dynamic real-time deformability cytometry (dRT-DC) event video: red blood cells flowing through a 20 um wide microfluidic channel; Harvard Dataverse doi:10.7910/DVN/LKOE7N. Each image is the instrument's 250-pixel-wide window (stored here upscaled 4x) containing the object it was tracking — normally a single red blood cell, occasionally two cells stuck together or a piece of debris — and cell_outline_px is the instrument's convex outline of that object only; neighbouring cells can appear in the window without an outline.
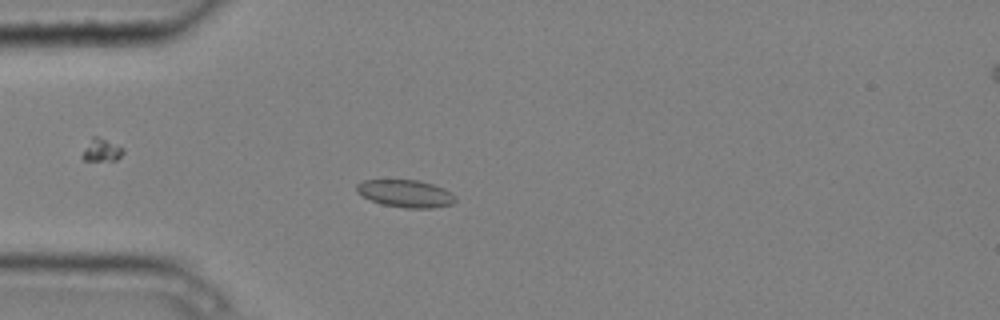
{"species": "common noctule bat (a hibernating species)", "species_latin": "Nyctalus noctula", "temperature_condition": "cold", "stored_images_in_passage": 4, "camera_frame_rate_fps": 3000, "um_per_image_px": 0.085, "animal": {"sex": "male", "body_mass_g": 20.4}, "frame": {"image": 1, "passage_image": 4, "time_ms": 1.0, "image_size_px": [1000, 320], "cell_outline_px": [[456, 200], [452, 204], [432, 208], [404, 208], [380, 204], [356, 192], [356, 184], [364, 180], [416, 180], [432, 184], [444, 188], [452, 192], [456, 196]], "centroid_in_image_um": [34.49, 16.46], "position_along_channel_um": 50.5, "area_um2": 15.84}}